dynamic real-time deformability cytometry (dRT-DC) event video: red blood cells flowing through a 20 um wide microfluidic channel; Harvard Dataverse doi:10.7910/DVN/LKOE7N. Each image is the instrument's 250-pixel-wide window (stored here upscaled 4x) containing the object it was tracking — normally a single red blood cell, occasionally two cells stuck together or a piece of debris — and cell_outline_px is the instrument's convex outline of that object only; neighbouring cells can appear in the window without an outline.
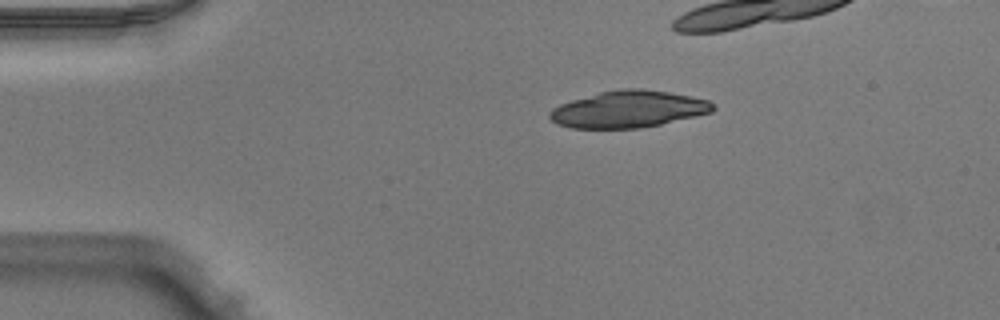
{"species": "Egyptian fruit bat (a non-hibernating species)", "species_latin": "Rousettus aegyptiacus", "temperature_condition": "warm", "stored_images_in_passage": 32, "camera_frame_rate_fps": 3000, "um_per_image_px": 0.085, "animal": {"sex": "male"}, "frame": {"image": 1, "passage_image": 1, "time_ms": 0.0, "image_size_px": [1000, 320], "cell_outline_px": [[716, 108], [712, 112], [660, 124], [640, 128], [572, 128], [556, 124], [548, 116], [548, 112], [552, 108], [560, 104], [572, 100], [600, 92], [620, 88], [640, 88], [668, 92], [692, 96], [708, 100]], "centroid_in_image_um": [53.39, 9.28], "position_along_channel_um": 31.6, "area_um2": 34.97}}